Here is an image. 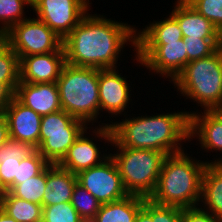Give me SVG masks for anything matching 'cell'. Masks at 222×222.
I'll return each mask as SVG.
<instances>
[{
	"instance_id": "obj_18",
	"label": "cell",
	"mask_w": 222,
	"mask_h": 222,
	"mask_svg": "<svg viewBox=\"0 0 222 222\" xmlns=\"http://www.w3.org/2000/svg\"><path fill=\"white\" fill-rule=\"evenodd\" d=\"M171 15L177 20L183 36L190 38H219L213 23L198 13L185 0H177Z\"/></svg>"
},
{
	"instance_id": "obj_37",
	"label": "cell",
	"mask_w": 222,
	"mask_h": 222,
	"mask_svg": "<svg viewBox=\"0 0 222 222\" xmlns=\"http://www.w3.org/2000/svg\"><path fill=\"white\" fill-rule=\"evenodd\" d=\"M134 222H153L152 221V201L144 199L143 207L138 211Z\"/></svg>"
},
{
	"instance_id": "obj_32",
	"label": "cell",
	"mask_w": 222,
	"mask_h": 222,
	"mask_svg": "<svg viewBox=\"0 0 222 222\" xmlns=\"http://www.w3.org/2000/svg\"><path fill=\"white\" fill-rule=\"evenodd\" d=\"M48 164L37 150L27 158L21 159L20 165H18L17 178H14L13 181V187L38 175Z\"/></svg>"
},
{
	"instance_id": "obj_5",
	"label": "cell",
	"mask_w": 222,
	"mask_h": 222,
	"mask_svg": "<svg viewBox=\"0 0 222 222\" xmlns=\"http://www.w3.org/2000/svg\"><path fill=\"white\" fill-rule=\"evenodd\" d=\"M173 82L181 94L197 101L205 110H217L222 104L221 51L190 61Z\"/></svg>"
},
{
	"instance_id": "obj_12",
	"label": "cell",
	"mask_w": 222,
	"mask_h": 222,
	"mask_svg": "<svg viewBox=\"0 0 222 222\" xmlns=\"http://www.w3.org/2000/svg\"><path fill=\"white\" fill-rule=\"evenodd\" d=\"M8 121L9 137L28 142L36 149L40 146L42 116L24 106L15 97L4 110Z\"/></svg>"
},
{
	"instance_id": "obj_25",
	"label": "cell",
	"mask_w": 222,
	"mask_h": 222,
	"mask_svg": "<svg viewBox=\"0 0 222 222\" xmlns=\"http://www.w3.org/2000/svg\"><path fill=\"white\" fill-rule=\"evenodd\" d=\"M81 134L82 133L47 134V139L37 148V151L49 164H59Z\"/></svg>"
},
{
	"instance_id": "obj_39",
	"label": "cell",
	"mask_w": 222,
	"mask_h": 222,
	"mask_svg": "<svg viewBox=\"0 0 222 222\" xmlns=\"http://www.w3.org/2000/svg\"><path fill=\"white\" fill-rule=\"evenodd\" d=\"M0 222H17L14 218L8 216L1 208H0Z\"/></svg>"
},
{
	"instance_id": "obj_19",
	"label": "cell",
	"mask_w": 222,
	"mask_h": 222,
	"mask_svg": "<svg viewBox=\"0 0 222 222\" xmlns=\"http://www.w3.org/2000/svg\"><path fill=\"white\" fill-rule=\"evenodd\" d=\"M86 131L82 132L59 163L61 167L76 175L82 170L99 165L109 156L103 155V158L100 157L99 148L96 144L86 135L84 136Z\"/></svg>"
},
{
	"instance_id": "obj_27",
	"label": "cell",
	"mask_w": 222,
	"mask_h": 222,
	"mask_svg": "<svg viewBox=\"0 0 222 222\" xmlns=\"http://www.w3.org/2000/svg\"><path fill=\"white\" fill-rule=\"evenodd\" d=\"M0 82L8 83L14 90L20 82L18 55L0 38Z\"/></svg>"
},
{
	"instance_id": "obj_38",
	"label": "cell",
	"mask_w": 222,
	"mask_h": 222,
	"mask_svg": "<svg viewBox=\"0 0 222 222\" xmlns=\"http://www.w3.org/2000/svg\"><path fill=\"white\" fill-rule=\"evenodd\" d=\"M9 138V129H8V121L5 116V113H0V147L4 145V143Z\"/></svg>"
},
{
	"instance_id": "obj_31",
	"label": "cell",
	"mask_w": 222,
	"mask_h": 222,
	"mask_svg": "<svg viewBox=\"0 0 222 222\" xmlns=\"http://www.w3.org/2000/svg\"><path fill=\"white\" fill-rule=\"evenodd\" d=\"M42 222H81L71 202L43 206Z\"/></svg>"
},
{
	"instance_id": "obj_15",
	"label": "cell",
	"mask_w": 222,
	"mask_h": 222,
	"mask_svg": "<svg viewBox=\"0 0 222 222\" xmlns=\"http://www.w3.org/2000/svg\"><path fill=\"white\" fill-rule=\"evenodd\" d=\"M204 111V115L196 112L190 114L189 139L194 135L199 136L201 148L222 152V114L218 110Z\"/></svg>"
},
{
	"instance_id": "obj_40",
	"label": "cell",
	"mask_w": 222,
	"mask_h": 222,
	"mask_svg": "<svg viewBox=\"0 0 222 222\" xmlns=\"http://www.w3.org/2000/svg\"><path fill=\"white\" fill-rule=\"evenodd\" d=\"M81 222H99L98 219L95 217H84L81 218Z\"/></svg>"
},
{
	"instance_id": "obj_7",
	"label": "cell",
	"mask_w": 222,
	"mask_h": 222,
	"mask_svg": "<svg viewBox=\"0 0 222 222\" xmlns=\"http://www.w3.org/2000/svg\"><path fill=\"white\" fill-rule=\"evenodd\" d=\"M1 38L18 55L19 60L33 54L64 51L63 39L38 18H26Z\"/></svg>"
},
{
	"instance_id": "obj_10",
	"label": "cell",
	"mask_w": 222,
	"mask_h": 222,
	"mask_svg": "<svg viewBox=\"0 0 222 222\" xmlns=\"http://www.w3.org/2000/svg\"><path fill=\"white\" fill-rule=\"evenodd\" d=\"M182 39L166 42L164 45H136V59L150 70L174 79L188 63V56Z\"/></svg>"
},
{
	"instance_id": "obj_20",
	"label": "cell",
	"mask_w": 222,
	"mask_h": 222,
	"mask_svg": "<svg viewBox=\"0 0 222 222\" xmlns=\"http://www.w3.org/2000/svg\"><path fill=\"white\" fill-rule=\"evenodd\" d=\"M201 201L207 205L206 211L222 219V158L206 165L202 176Z\"/></svg>"
},
{
	"instance_id": "obj_6",
	"label": "cell",
	"mask_w": 222,
	"mask_h": 222,
	"mask_svg": "<svg viewBox=\"0 0 222 222\" xmlns=\"http://www.w3.org/2000/svg\"><path fill=\"white\" fill-rule=\"evenodd\" d=\"M117 154H112L122 183L129 195L149 198L156 187L165 153L157 150L136 149L115 145Z\"/></svg>"
},
{
	"instance_id": "obj_2",
	"label": "cell",
	"mask_w": 222,
	"mask_h": 222,
	"mask_svg": "<svg viewBox=\"0 0 222 222\" xmlns=\"http://www.w3.org/2000/svg\"><path fill=\"white\" fill-rule=\"evenodd\" d=\"M189 116V112H175L135 117L105 124L97 128L95 134L113 146L157 150L171 155L184 151L180 142L189 139Z\"/></svg>"
},
{
	"instance_id": "obj_26",
	"label": "cell",
	"mask_w": 222,
	"mask_h": 222,
	"mask_svg": "<svg viewBox=\"0 0 222 222\" xmlns=\"http://www.w3.org/2000/svg\"><path fill=\"white\" fill-rule=\"evenodd\" d=\"M46 181L47 166L38 175L16 184L9 192L17 198L42 205Z\"/></svg>"
},
{
	"instance_id": "obj_36",
	"label": "cell",
	"mask_w": 222,
	"mask_h": 222,
	"mask_svg": "<svg viewBox=\"0 0 222 222\" xmlns=\"http://www.w3.org/2000/svg\"><path fill=\"white\" fill-rule=\"evenodd\" d=\"M14 94L15 90L8 83L0 82V113L4 112L14 98Z\"/></svg>"
},
{
	"instance_id": "obj_9",
	"label": "cell",
	"mask_w": 222,
	"mask_h": 222,
	"mask_svg": "<svg viewBox=\"0 0 222 222\" xmlns=\"http://www.w3.org/2000/svg\"><path fill=\"white\" fill-rule=\"evenodd\" d=\"M88 4L89 0H32L31 8L38 19L64 39L87 14Z\"/></svg>"
},
{
	"instance_id": "obj_30",
	"label": "cell",
	"mask_w": 222,
	"mask_h": 222,
	"mask_svg": "<svg viewBox=\"0 0 222 222\" xmlns=\"http://www.w3.org/2000/svg\"><path fill=\"white\" fill-rule=\"evenodd\" d=\"M188 63L211 56L219 49V38H190L183 36Z\"/></svg>"
},
{
	"instance_id": "obj_17",
	"label": "cell",
	"mask_w": 222,
	"mask_h": 222,
	"mask_svg": "<svg viewBox=\"0 0 222 222\" xmlns=\"http://www.w3.org/2000/svg\"><path fill=\"white\" fill-rule=\"evenodd\" d=\"M77 182L76 174L71 173L59 164H48L42 206L71 202L73 189Z\"/></svg>"
},
{
	"instance_id": "obj_11",
	"label": "cell",
	"mask_w": 222,
	"mask_h": 222,
	"mask_svg": "<svg viewBox=\"0 0 222 222\" xmlns=\"http://www.w3.org/2000/svg\"><path fill=\"white\" fill-rule=\"evenodd\" d=\"M65 64L64 51L24 56L19 60L20 82L56 83Z\"/></svg>"
},
{
	"instance_id": "obj_41",
	"label": "cell",
	"mask_w": 222,
	"mask_h": 222,
	"mask_svg": "<svg viewBox=\"0 0 222 222\" xmlns=\"http://www.w3.org/2000/svg\"><path fill=\"white\" fill-rule=\"evenodd\" d=\"M219 50L222 53V30L220 31V36H219Z\"/></svg>"
},
{
	"instance_id": "obj_28",
	"label": "cell",
	"mask_w": 222,
	"mask_h": 222,
	"mask_svg": "<svg viewBox=\"0 0 222 222\" xmlns=\"http://www.w3.org/2000/svg\"><path fill=\"white\" fill-rule=\"evenodd\" d=\"M28 4L32 7V0H0V22H3L0 28V38L13 26L26 20L23 17V6Z\"/></svg>"
},
{
	"instance_id": "obj_42",
	"label": "cell",
	"mask_w": 222,
	"mask_h": 222,
	"mask_svg": "<svg viewBox=\"0 0 222 222\" xmlns=\"http://www.w3.org/2000/svg\"><path fill=\"white\" fill-rule=\"evenodd\" d=\"M217 110L222 114V104Z\"/></svg>"
},
{
	"instance_id": "obj_14",
	"label": "cell",
	"mask_w": 222,
	"mask_h": 222,
	"mask_svg": "<svg viewBox=\"0 0 222 222\" xmlns=\"http://www.w3.org/2000/svg\"><path fill=\"white\" fill-rule=\"evenodd\" d=\"M129 84L114 69L99 70V103L101 109L118 115L127 108L129 103Z\"/></svg>"
},
{
	"instance_id": "obj_34",
	"label": "cell",
	"mask_w": 222,
	"mask_h": 222,
	"mask_svg": "<svg viewBox=\"0 0 222 222\" xmlns=\"http://www.w3.org/2000/svg\"><path fill=\"white\" fill-rule=\"evenodd\" d=\"M183 208L160 205L152 201L153 222H182Z\"/></svg>"
},
{
	"instance_id": "obj_8",
	"label": "cell",
	"mask_w": 222,
	"mask_h": 222,
	"mask_svg": "<svg viewBox=\"0 0 222 222\" xmlns=\"http://www.w3.org/2000/svg\"><path fill=\"white\" fill-rule=\"evenodd\" d=\"M77 180L101 204L115 202L129 195L111 153L99 165L80 171Z\"/></svg>"
},
{
	"instance_id": "obj_21",
	"label": "cell",
	"mask_w": 222,
	"mask_h": 222,
	"mask_svg": "<svg viewBox=\"0 0 222 222\" xmlns=\"http://www.w3.org/2000/svg\"><path fill=\"white\" fill-rule=\"evenodd\" d=\"M144 199L142 196L128 195L124 199L101 204L96 218L99 222H134Z\"/></svg>"
},
{
	"instance_id": "obj_22",
	"label": "cell",
	"mask_w": 222,
	"mask_h": 222,
	"mask_svg": "<svg viewBox=\"0 0 222 222\" xmlns=\"http://www.w3.org/2000/svg\"><path fill=\"white\" fill-rule=\"evenodd\" d=\"M183 38L177 20L170 14L169 18L157 21L136 34V45H164L166 42Z\"/></svg>"
},
{
	"instance_id": "obj_4",
	"label": "cell",
	"mask_w": 222,
	"mask_h": 222,
	"mask_svg": "<svg viewBox=\"0 0 222 222\" xmlns=\"http://www.w3.org/2000/svg\"><path fill=\"white\" fill-rule=\"evenodd\" d=\"M99 69L65 64L56 81L62 110L87 123L97 119Z\"/></svg>"
},
{
	"instance_id": "obj_16",
	"label": "cell",
	"mask_w": 222,
	"mask_h": 222,
	"mask_svg": "<svg viewBox=\"0 0 222 222\" xmlns=\"http://www.w3.org/2000/svg\"><path fill=\"white\" fill-rule=\"evenodd\" d=\"M36 150L30 143L10 137L0 147V193L13 188V181L17 178L21 159L27 158Z\"/></svg>"
},
{
	"instance_id": "obj_13",
	"label": "cell",
	"mask_w": 222,
	"mask_h": 222,
	"mask_svg": "<svg viewBox=\"0 0 222 222\" xmlns=\"http://www.w3.org/2000/svg\"><path fill=\"white\" fill-rule=\"evenodd\" d=\"M14 97L41 116L62 110L56 83L19 82Z\"/></svg>"
},
{
	"instance_id": "obj_33",
	"label": "cell",
	"mask_w": 222,
	"mask_h": 222,
	"mask_svg": "<svg viewBox=\"0 0 222 222\" xmlns=\"http://www.w3.org/2000/svg\"><path fill=\"white\" fill-rule=\"evenodd\" d=\"M192 8L222 30V0H185Z\"/></svg>"
},
{
	"instance_id": "obj_29",
	"label": "cell",
	"mask_w": 222,
	"mask_h": 222,
	"mask_svg": "<svg viewBox=\"0 0 222 222\" xmlns=\"http://www.w3.org/2000/svg\"><path fill=\"white\" fill-rule=\"evenodd\" d=\"M71 204L81 218L95 217L101 207V203L78 182L73 189Z\"/></svg>"
},
{
	"instance_id": "obj_3",
	"label": "cell",
	"mask_w": 222,
	"mask_h": 222,
	"mask_svg": "<svg viewBox=\"0 0 222 222\" xmlns=\"http://www.w3.org/2000/svg\"><path fill=\"white\" fill-rule=\"evenodd\" d=\"M207 163L190 159L184 151L167 155L149 199L180 208L197 206L201 202L202 176Z\"/></svg>"
},
{
	"instance_id": "obj_35",
	"label": "cell",
	"mask_w": 222,
	"mask_h": 222,
	"mask_svg": "<svg viewBox=\"0 0 222 222\" xmlns=\"http://www.w3.org/2000/svg\"><path fill=\"white\" fill-rule=\"evenodd\" d=\"M182 222H222V219L199 207L183 208Z\"/></svg>"
},
{
	"instance_id": "obj_1",
	"label": "cell",
	"mask_w": 222,
	"mask_h": 222,
	"mask_svg": "<svg viewBox=\"0 0 222 222\" xmlns=\"http://www.w3.org/2000/svg\"><path fill=\"white\" fill-rule=\"evenodd\" d=\"M127 41L136 49V30L125 23L86 14L63 39L66 64L75 67L114 69Z\"/></svg>"
},
{
	"instance_id": "obj_23",
	"label": "cell",
	"mask_w": 222,
	"mask_h": 222,
	"mask_svg": "<svg viewBox=\"0 0 222 222\" xmlns=\"http://www.w3.org/2000/svg\"><path fill=\"white\" fill-rule=\"evenodd\" d=\"M0 208L17 222H42V205L17 198L9 191L0 193Z\"/></svg>"
},
{
	"instance_id": "obj_24",
	"label": "cell",
	"mask_w": 222,
	"mask_h": 222,
	"mask_svg": "<svg viewBox=\"0 0 222 222\" xmlns=\"http://www.w3.org/2000/svg\"><path fill=\"white\" fill-rule=\"evenodd\" d=\"M86 123L64 110H59L41 118L40 145L47 139V134L82 133L87 129Z\"/></svg>"
}]
</instances>
